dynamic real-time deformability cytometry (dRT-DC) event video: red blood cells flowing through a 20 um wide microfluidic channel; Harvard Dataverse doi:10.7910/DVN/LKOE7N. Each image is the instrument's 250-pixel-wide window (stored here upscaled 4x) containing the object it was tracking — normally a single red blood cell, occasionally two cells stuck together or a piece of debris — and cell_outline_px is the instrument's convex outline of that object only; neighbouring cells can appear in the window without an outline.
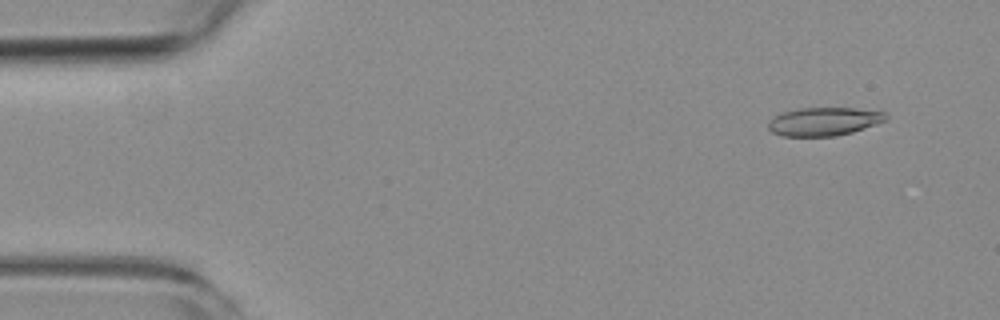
{"species": "common noctule bat (a hibernating species)", "species_latin": "Nyctalus noctula", "temperature_condition": "room temperature", "stored_images_in_passage": 53, "camera_frame_rate_fps": 3000, "um_per_image_px": 0.085, "animal": {"sex": "female", "body_mass_g": 19.3, "forearm_length_mm": 54.1}, "frame": {"image": 1, "passage_image": 4, "time_ms": 1.0, "image_size_px": [1000, 320], "cell_outline_px": [[888, 120], [852, 132], [836, 136], [784, 136], [772, 132], [768, 128], [768, 120], [784, 112], [800, 108], [856, 108], [884, 112], [888, 116]], "centroid_in_image_um": [70.05, 10.33], "position_along_channel_um": 14.9, "area_um2": 19.36}}
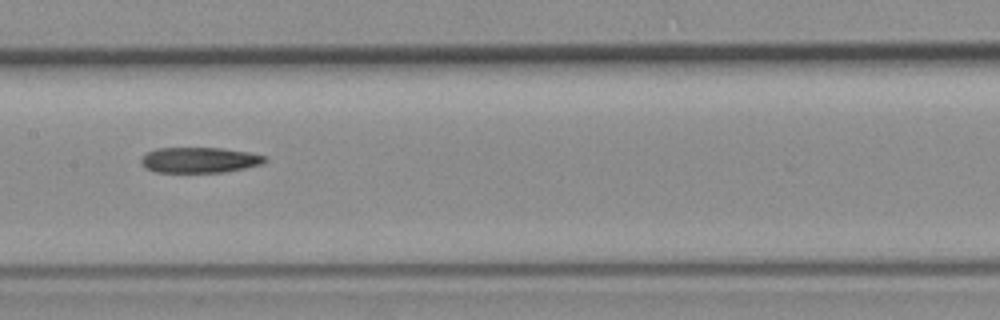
{"frame": {"image": 2, "passage_image": 26, "time_ms": 8.333, "image_size_px": [1000, 320], "cell_outline_px": [[268, 160], [260, 164], [244, 168], [224, 172], [156, 172], [144, 168], [140, 160], [144, 152], [156, 148], [224, 148], [248, 152], [268, 156]], "centroid_in_image_um": [16.93, 13.59], "position_along_channel_um": 190.5, "area_um2": 18.61}}
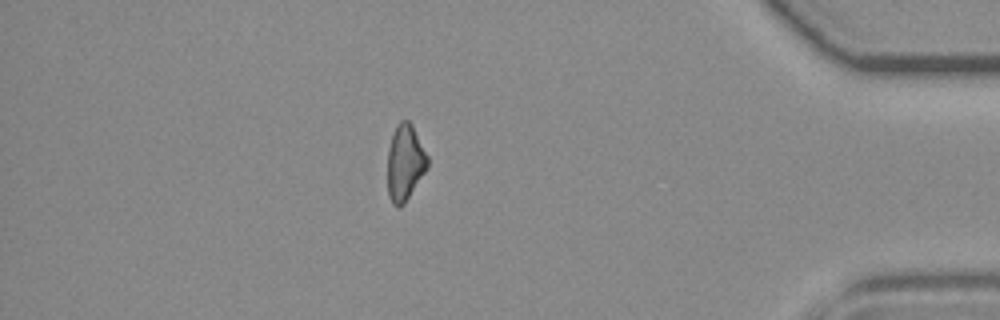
{"frame": {"image": 3, "passage_image": 46, "time_ms": 15.0, "image_size_px": [1000, 320], "cell_outline_px": [[428, 168], [404, 204], [400, 208], [396, 208], [392, 204], [388, 196], [388, 148], [396, 124], [400, 120], [408, 120], [412, 124], [428, 156]], "centroid_in_image_um": [34.42, 13.84], "position_along_channel_um": 400.8, "area_um2": 17.92}}